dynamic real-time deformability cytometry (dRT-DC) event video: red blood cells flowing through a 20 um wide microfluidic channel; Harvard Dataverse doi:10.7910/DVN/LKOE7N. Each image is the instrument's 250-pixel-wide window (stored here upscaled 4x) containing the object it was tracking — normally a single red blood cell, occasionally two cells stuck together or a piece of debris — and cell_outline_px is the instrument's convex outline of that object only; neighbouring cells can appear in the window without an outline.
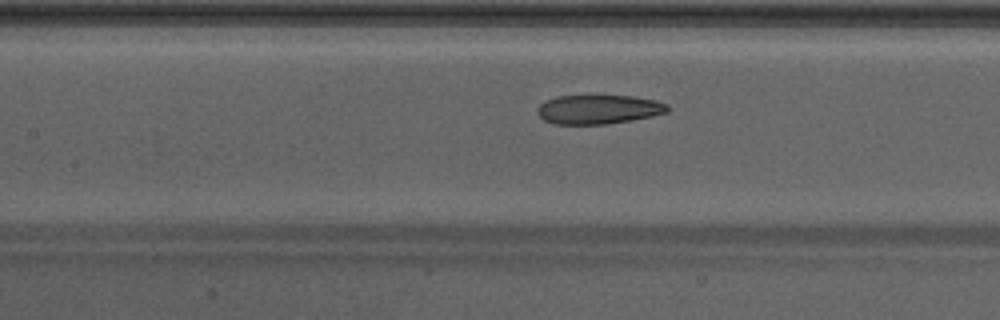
{"species": "Egyptian fruit bat (a non-hibernating species)", "species_latin": "Rousettus aegyptiacus", "temperature_condition": "warm", "stored_images_in_passage": 41, "camera_frame_rate_fps": 3000, "um_per_image_px": 0.085, "animal": {"sex": "male"}, "frame": {"image": 1, "passage_image": 15, "time_ms": 4.667, "image_size_px": [1000, 320], "cell_outline_px": [[672, 108], [668, 112], [652, 116], [632, 120], [604, 124], [556, 124], [544, 120], [536, 112], [536, 108], [540, 104], [556, 96], [632, 96], [656, 100], [668, 104]], "centroid_in_image_um": [50.91, 9.3], "position_along_channel_um": 156.5, "area_um2": 22.14}}
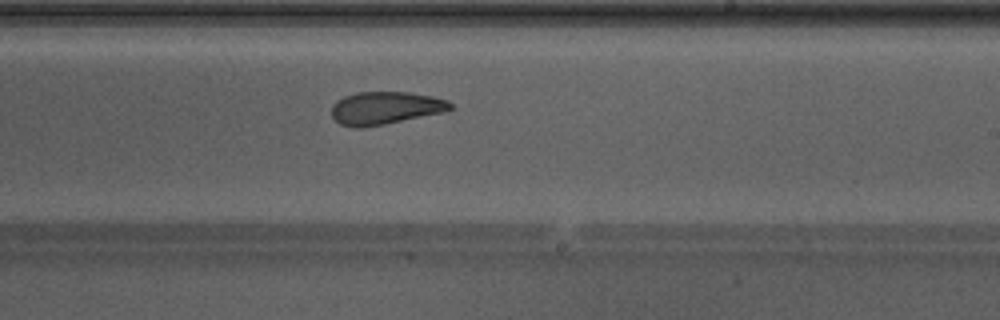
{"frame": {"image": 2, "passage_image": 22, "time_ms": 7.0, "image_size_px": [1000, 320], "cell_outline_px": [[452, 108], [444, 112], [384, 124], [360, 128], [352, 128], [340, 124], [332, 116], [332, 104], [336, 100], [344, 96], [356, 92], [408, 92], [432, 96], [448, 100], [452, 104]], "centroid_in_image_um": [32.73, 9.18], "position_along_channel_um": 256.3, "area_um2": 22.72}}
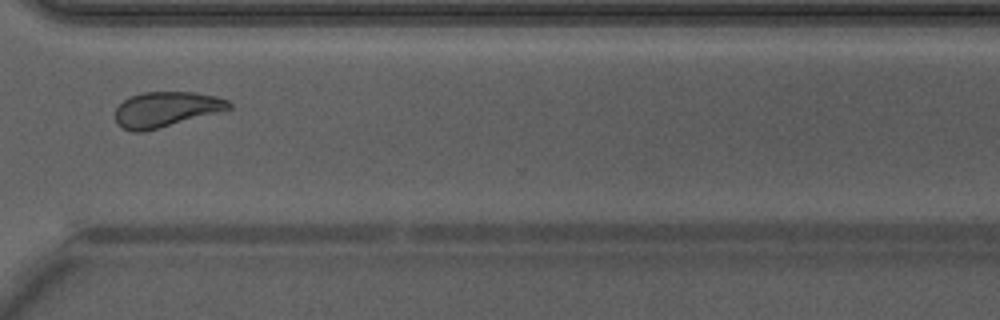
{"frame": {"image": 3, "passage_image": 29, "time_ms": 9.333, "image_size_px": [1000, 320], "cell_outline_px": [[232, 108], [144, 132], [132, 132], [120, 128], [116, 124], [116, 108], [124, 100], [132, 96], [144, 92], [196, 92], [216, 96], [228, 100], [232, 104]], "centroid_in_image_um": [14.09, 9.3], "position_along_channel_um": 356.5, "area_um2": 23.24}, "authors_computed_cell_mechanics": {"area_um2": 23.698, "velocity_mm_per_s": 4.2861, "shape_relaxation_time_tau1_ms": 5.2674, "shape_relaxation_time_tau2_ms": 2.3232, "deformation_change_tau1": 0.1515, "deformation_change_tau2": 0.1017}}